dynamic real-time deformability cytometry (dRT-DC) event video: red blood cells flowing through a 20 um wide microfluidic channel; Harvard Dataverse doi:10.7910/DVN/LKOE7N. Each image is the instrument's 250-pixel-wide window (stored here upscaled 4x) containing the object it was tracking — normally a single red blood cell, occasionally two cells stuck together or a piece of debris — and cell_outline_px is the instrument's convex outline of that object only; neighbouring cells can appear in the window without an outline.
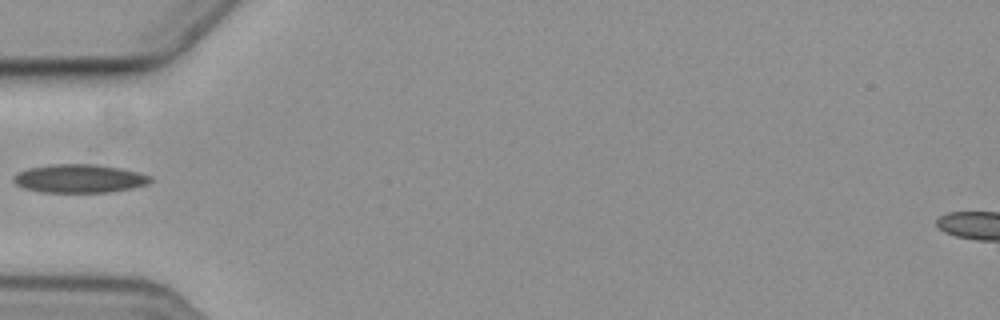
{"species": "common noctule bat (a hibernating species)", "species_latin": "Nyctalus noctula", "temperature_condition": "cold", "stored_images_in_passage": 1, "camera_frame_rate_fps": 3000, "um_per_image_px": 0.085, "animal": {"sex": "female", "body_mass_g": 19.3, "forearm_length_mm": 54.1}, "frame": {"image": 1, "passage_image": 1, "time_ms": 0.0, "image_size_px": [1000, 320], "cell_outline_px": [[152, 180], [148, 184], [132, 188], [108, 192], [40, 192], [24, 188], [16, 184], [12, 180], [12, 176], [28, 168], [52, 164], [96, 164], [120, 168], [152, 176]], "centroid_in_image_um": [6.74, 15.17], "position_along_channel_um": 78.3, "area_um2": 22.66}}